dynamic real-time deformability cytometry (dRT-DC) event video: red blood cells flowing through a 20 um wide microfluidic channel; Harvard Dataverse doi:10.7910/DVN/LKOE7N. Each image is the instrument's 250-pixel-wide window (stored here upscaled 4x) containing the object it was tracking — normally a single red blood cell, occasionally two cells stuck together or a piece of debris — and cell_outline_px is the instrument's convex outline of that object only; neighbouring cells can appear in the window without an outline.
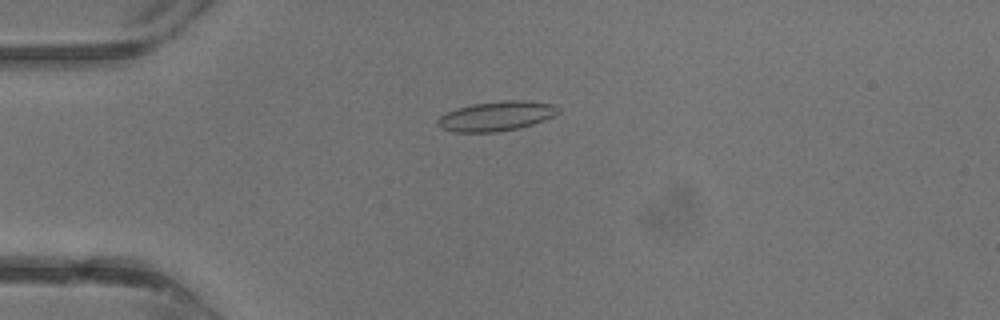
{"species": "common noctule bat (a hibernating species)", "species_latin": "Nyctalus noctula", "temperature_condition": "warm", "stored_images_in_passage": 32, "camera_frame_rate_fps": 3000, "um_per_image_px": 0.085, "animal": {"sex": "male", "body_mass_g": 13.3}, "frame": {"image": 1, "passage_image": 4, "time_ms": 1.0, "image_size_px": [1000, 320], "cell_outline_px": [[560, 112], [544, 120], [520, 128], [496, 132], [452, 132], [440, 128], [436, 124], [436, 120], [440, 116], [456, 108], [472, 104], [504, 100], [524, 100], [552, 104], [560, 108]], "centroid_in_image_um": [42.16, 9.87], "position_along_channel_um": 42.8, "area_um2": 20.92}}
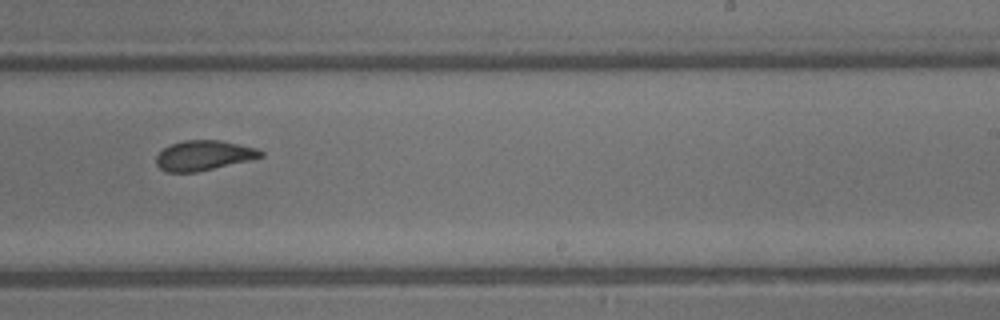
{"frame": {"image": 2, "passage_image": 18, "time_ms": 5.667, "image_size_px": [1000, 320], "cell_outline_px": [[264, 156], [248, 160], [196, 172], [164, 172], [156, 164], [156, 156], [164, 148], [172, 144], [184, 140], [220, 140], [256, 148], [264, 152]], "centroid_in_image_um": [17.29, 13.21], "position_along_channel_um": 271.7, "area_um2": 18.03}}
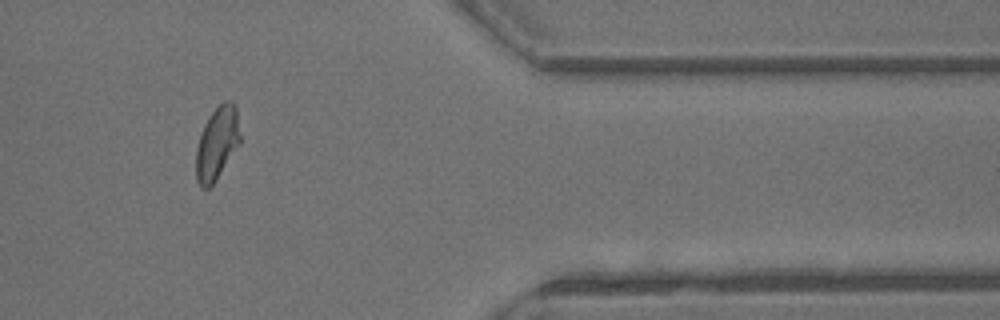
{"frame": {"image": 3, "passage_image": 26, "time_ms": 8.333, "image_size_px": [1000, 320], "cell_outline_px": [[240, 144], [216, 180], [208, 188], [200, 188], [196, 180], [196, 148], [204, 124], [212, 112], [224, 100], [232, 100], [236, 108], [240, 136]], "centroid_in_image_um": [18.44, 12.19], "position_along_channel_um": 393.0, "area_um2": 18.73}}